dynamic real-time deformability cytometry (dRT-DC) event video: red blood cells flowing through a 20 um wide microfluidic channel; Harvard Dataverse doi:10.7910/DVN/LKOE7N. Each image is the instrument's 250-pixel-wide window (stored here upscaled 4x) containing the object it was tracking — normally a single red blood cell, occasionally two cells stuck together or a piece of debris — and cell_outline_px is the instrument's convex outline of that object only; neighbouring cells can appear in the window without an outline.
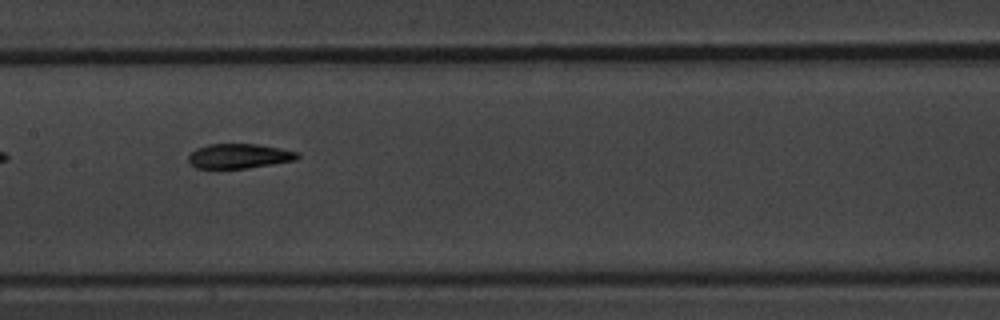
{"species": "common noctule bat (a hibernating species)", "species_latin": "Nyctalus noctula", "temperature_condition": "warm", "stored_images_in_passage": 10, "camera_frame_rate_fps": 3000, "um_per_image_px": 0.085, "animal": {"sex": "male", "body_mass_g": 20.1, "forearm_length_mm": 53.5}, "frame": {"image": 1, "passage_image": 4, "time_ms": 3.333, "image_size_px": [1000, 320], "cell_outline_px": [[300, 156], [296, 160], [248, 168], [196, 168], [188, 160], [188, 156], [196, 148], [208, 144], [260, 144], [300, 152]], "centroid_in_image_um": [20.36, 13.26], "position_along_channel_um": 187.0, "area_um2": 15.72}}
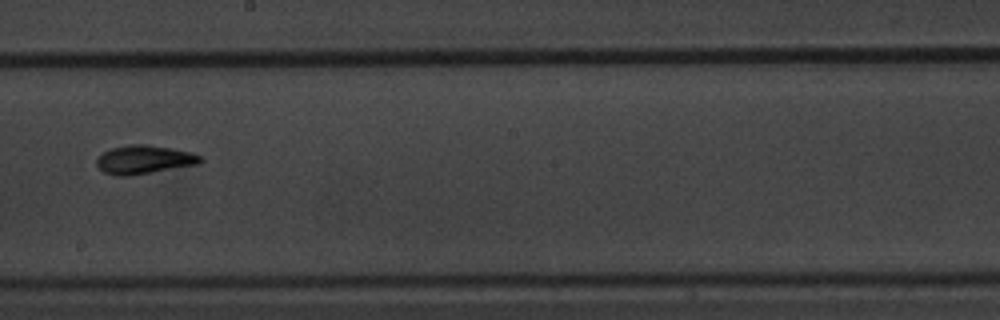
{"frame": {"image": 2, "passage_image": 5, "time_ms": 4.667, "image_size_px": [1000, 320], "cell_outline_px": [[204, 160], [200, 164], [128, 176], [116, 176], [104, 172], [96, 164], [96, 160], [104, 152], [112, 148], [128, 144], [148, 144], [192, 152], [200, 156]], "centroid_in_image_um": [12.27, 13.56], "position_along_channel_um": 235.9, "area_um2": 17.28}}
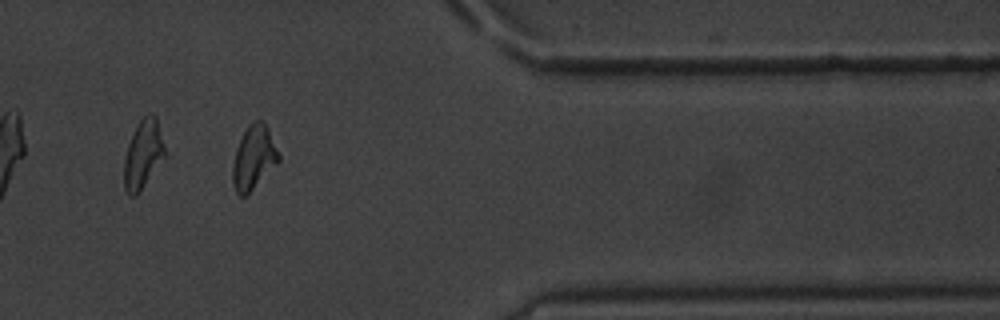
{"frame": {"image": 3, "passage_image": 9, "time_ms": 9.333, "image_size_px": [1000, 320], "cell_outline_px": [[280, 160], [244, 196], [240, 196], [236, 192], [232, 184], [232, 164], [236, 148], [248, 124], [252, 120], [260, 120], [268, 128], [280, 156]], "centroid_in_image_um": [21.54, 13.37], "position_along_channel_um": 389.9, "area_um2": 16.76}, "authors_computed_cell_mechanics": {"area_um2": 16.0973, "velocity_mm_per_s": 3.6743, "shape_relaxation_time_tau1_ms": 4.7842, "shape_relaxation_time_tau2_ms": 4.1204, "deformation_change_tau1": 0.1418, "deformation_change_tau2": 0.1056}}